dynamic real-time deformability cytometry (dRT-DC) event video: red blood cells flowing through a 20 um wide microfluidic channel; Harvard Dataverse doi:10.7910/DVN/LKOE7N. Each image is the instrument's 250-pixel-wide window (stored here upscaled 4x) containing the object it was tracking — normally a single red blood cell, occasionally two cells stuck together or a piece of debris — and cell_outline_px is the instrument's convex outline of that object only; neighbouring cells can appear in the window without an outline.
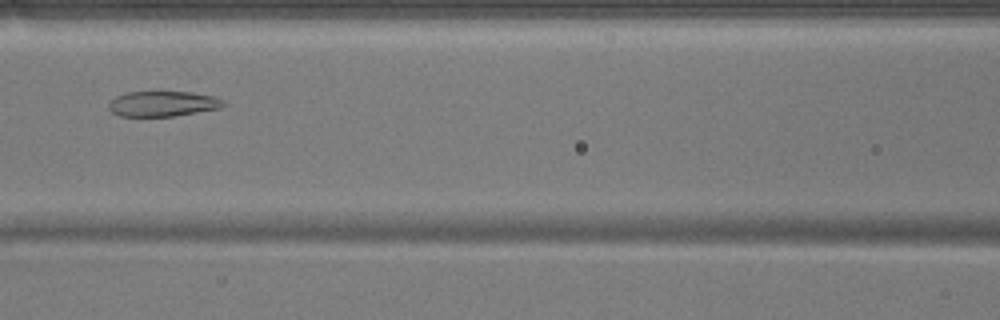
{"species": "common noctule bat (a hibernating species)", "species_latin": "Nyctalus noctula", "temperature_condition": "warm", "stored_images_in_passage": 39, "segment_of_instrument_passage": [1, 2], "camera_frame_rate_fps": 3000, "um_per_image_px": 0.085, "animal": {"sex": "male", "body_mass_g": 17.9}, "frame": {"image": 1, "passage_image": 15, "time_ms": 4.667, "image_size_px": [1000, 320], "cell_outline_px": [[228, 104], [220, 108], [172, 116], [120, 116], [112, 112], [108, 108], [108, 104], [116, 96], [128, 92], [192, 92], [212, 96], [224, 100]], "centroid_in_image_um": [13.85, 8.82], "position_along_channel_um": 152.8, "area_um2": 16.82}}
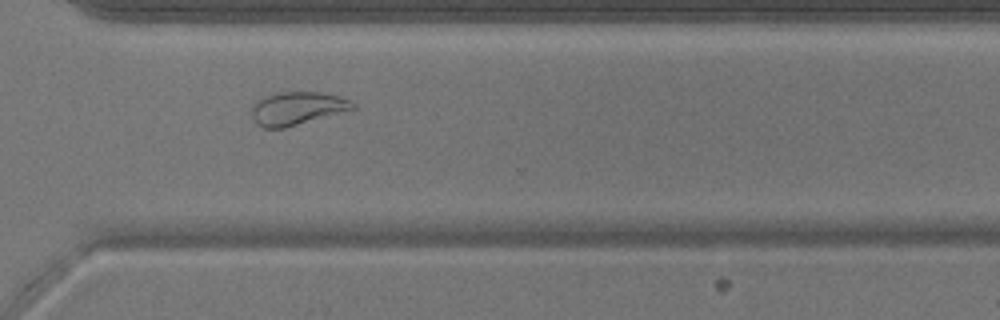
{"frame": {"image": 2, "passage_image": 30, "time_ms": 9.667, "image_size_px": [1000, 320], "cell_outline_px": [[356, 108], [352, 112], [284, 128], [264, 128], [256, 124], [252, 120], [252, 108], [256, 100], [264, 96], [280, 92], [320, 92], [336, 96], [348, 100], [356, 104]], "centroid_in_image_um": [25.31, 9.24], "position_along_channel_um": 345.3, "area_um2": 20.06}}
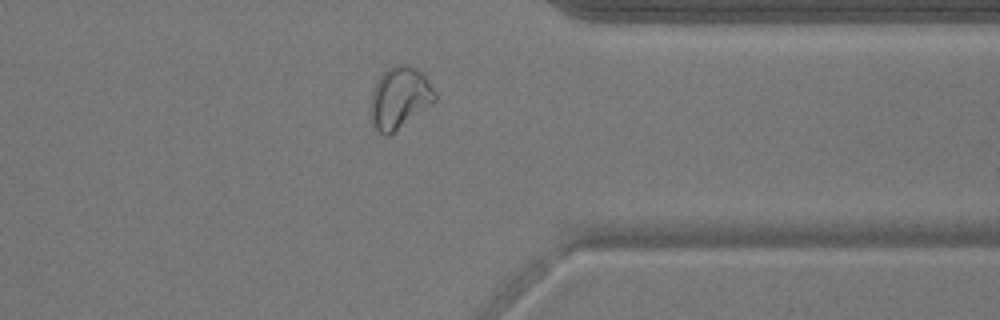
{"frame": {"image": 3, "passage_image": 33, "time_ms": 10.667, "image_size_px": [1000, 320], "cell_outline_px": [[436, 100], [432, 104], [388, 136], [384, 136], [372, 128], [372, 88], [380, 76], [388, 68], [396, 64], [408, 64], [416, 68], [428, 80], [436, 92]], "centroid_in_image_um": [33.97, 8.31], "position_along_channel_um": 377.4, "area_um2": 23.0}}